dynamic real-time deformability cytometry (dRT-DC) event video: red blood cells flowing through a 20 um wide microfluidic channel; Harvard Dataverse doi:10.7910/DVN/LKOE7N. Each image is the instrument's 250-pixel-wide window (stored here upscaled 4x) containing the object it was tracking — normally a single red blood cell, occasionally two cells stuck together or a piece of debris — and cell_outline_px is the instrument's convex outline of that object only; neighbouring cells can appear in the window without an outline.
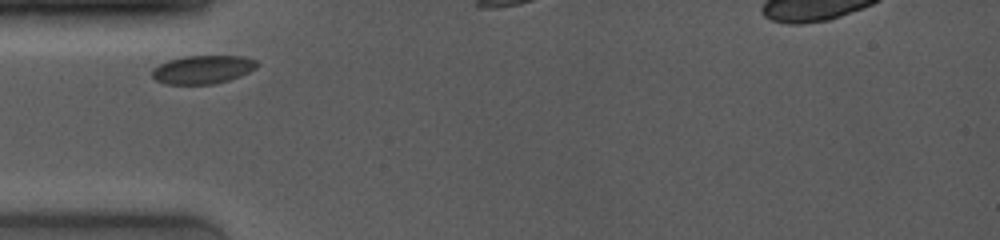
{"species": "common noctule bat (a hibernating species)", "species_latin": "Nyctalus noctula", "temperature_condition": "room temperature", "stored_images_in_passage": 3, "camera_frame_rate_fps": 4000, "um_per_image_px": 0.085, "animal": {"sex": "female", "body_mass_g": 19.0, "forearm_length_mm": 53.3}, "frame": {"image": 1, "passage_image": 1, "time_ms": 0.0, "image_size_px": [1000, 240], "cell_outline_px": [[260, 64], [256, 68], [240, 76], [228, 80], [212, 84], [164, 84], [156, 80], [152, 76], [152, 68], [168, 60], [184, 56], [244, 56], [256, 60]], "centroid_in_image_um": [17.23, 5.9], "position_along_channel_um": 67.8, "area_um2": 17.4}}